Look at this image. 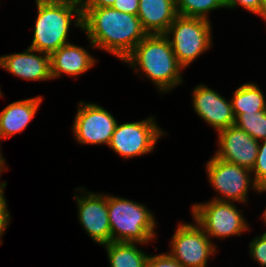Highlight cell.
<instances>
[{"label": "cell", "mask_w": 266, "mask_h": 267, "mask_svg": "<svg viewBox=\"0 0 266 267\" xmlns=\"http://www.w3.org/2000/svg\"><path fill=\"white\" fill-rule=\"evenodd\" d=\"M82 32L90 49L111 53L123 60L148 35L138 16L112 7L82 8Z\"/></svg>", "instance_id": "cell-1"}, {"label": "cell", "mask_w": 266, "mask_h": 267, "mask_svg": "<svg viewBox=\"0 0 266 267\" xmlns=\"http://www.w3.org/2000/svg\"><path fill=\"white\" fill-rule=\"evenodd\" d=\"M123 63L139 77L150 80L161 95L185 82L182 75L185 69L178 63L165 34H148Z\"/></svg>", "instance_id": "cell-2"}, {"label": "cell", "mask_w": 266, "mask_h": 267, "mask_svg": "<svg viewBox=\"0 0 266 267\" xmlns=\"http://www.w3.org/2000/svg\"><path fill=\"white\" fill-rule=\"evenodd\" d=\"M153 213L144 203L108 194L111 242L154 243L158 222Z\"/></svg>", "instance_id": "cell-3"}, {"label": "cell", "mask_w": 266, "mask_h": 267, "mask_svg": "<svg viewBox=\"0 0 266 267\" xmlns=\"http://www.w3.org/2000/svg\"><path fill=\"white\" fill-rule=\"evenodd\" d=\"M35 3L37 16L30 48L51 55L70 42L69 33L72 26L82 31V7Z\"/></svg>", "instance_id": "cell-4"}, {"label": "cell", "mask_w": 266, "mask_h": 267, "mask_svg": "<svg viewBox=\"0 0 266 267\" xmlns=\"http://www.w3.org/2000/svg\"><path fill=\"white\" fill-rule=\"evenodd\" d=\"M235 204L214 199L195 203L191 205V216L211 240L241 236L252 228L243 215L244 210Z\"/></svg>", "instance_id": "cell-5"}, {"label": "cell", "mask_w": 266, "mask_h": 267, "mask_svg": "<svg viewBox=\"0 0 266 267\" xmlns=\"http://www.w3.org/2000/svg\"><path fill=\"white\" fill-rule=\"evenodd\" d=\"M212 23L209 20L178 15L165 33L178 63L188 68L212 48Z\"/></svg>", "instance_id": "cell-6"}, {"label": "cell", "mask_w": 266, "mask_h": 267, "mask_svg": "<svg viewBox=\"0 0 266 267\" xmlns=\"http://www.w3.org/2000/svg\"><path fill=\"white\" fill-rule=\"evenodd\" d=\"M205 163L206 177L217 194L211 199L247 205L250 190L257 193L258 186L250 169L214 155Z\"/></svg>", "instance_id": "cell-7"}, {"label": "cell", "mask_w": 266, "mask_h": 267, "mask_svg": "<svg viewBox=\"0 0 266 267\" xmlns=\"http://www.w3.org/2000/svg\"><path fill=\"white\" fill-rule=\"evenodd\" d=\"M155 120V115L151 114L140 121L118 122L108 148L124 160L153 153L157 142L168 135Z\"/></svg>", "instance_id": "cell-8"}, {"label": "cell", "mask_w": 266, "mask_h": 267, "mask_svg": "<svg viewBox=\"0 0 266 267\" xmlns=\"http://www.w3.org/2000/svg\"><path fill=\"white\" fill-rule=\"evenodd\" d=\"M193 221L177 224L167 253L183 267H207L211 256L218 253V244Z\"/></svg>", "instance_id": "cell-9"}, {"label": "cell", "mask_w": 266, "mask_h": 267, "mask_svg": "<svg viewBox=\"0 0 266 267\" xmlns=\"http://www.w3.org/2000/svg\"><path fill=\"white\" fill-rule=\"evenodd\" d=\"M73 119L72 135L79 145L108 146L118 123L115 116L98 103L80 100Z\"/></svg>", "instance_id": "cell-10"}, {"label": "cell", "mask_w": 266, "mask_h": 267, "mask_svg": "<svg viewBox=\"0 0 266 267\" xmlns=\"http://www.w3.org/2000/svg\"><path fill=\"white\" fill-rule=\"evenodd\" d=\"M77 219L85 233L100 246L111 242L108 217V193H96L82 187L74 189ZM79 193V194H78Z\"/></svg>", "instance_id": "cell-11"}, {"label": "cell", "mask_w": 266, "mask_h": 267, "mask_svg": "<svg viewBox=\"0 0 266 267\" xmlns=\"http://www.w3.org/2000/svg\"><path fill=\"white\" fill-rule=\"evenodd\" d=\"M192 107L195 114L216 133L235 124V115L230 99L215 89L200 83L191 90Z\"/></svg>", "instance_id": "cell-12"}, {"label": "cell", "mask_w": 266, "mask_h": 267, "mask_svg": "<svg viewBox=\"0 0 266 267\" xmlns=\"http://www.w3.org/2000/svg\"><path fill=\"white\" fill-rule=\"evenodd\" d=\"M217 134V158L246 167H254L259 142L235 125L219 131Z\"/></svg>", "instance_id": "cell-13"}, {"label": "cell", "mask_w": 266, "mask_h": 267, "mask_svg": "<svg viewBox=\"0 0 266 267\" xmlns=\"http://www.w3.org/2000/svg\"><path fill=\"white\" fill-rule=\"evenodd\" d=\"M4 71L25 81H50V55L27 47L23 52L0 55Z\"/></svg>", "instance_id": "cell-14"}, {"label": "cell", "mask_w": 266, "mask_h": 267, "mask_svg": "<svg viewBox=\"0 0 266 267\" xmlns=\"http://www.w3.org/2000/svg\"><path fill=\"white\" fill-rule=\"evenodd\" d=\"M84 46L69 42L50 55L52 79L69 76L75 79L92 69L99 60ZM63 75V76H62Z\"/></svg>", "instance_id": "cell-15"}, {"label": "cell", "mask_w": 266, "mask_h": 267, "mask_svg": "<svg viewBox=\"0 0 266 267\" xmlns=\"http://www.w3.org/2000/svg\"><path fill=\"white\" fill-rule=\"evenodd\" d=\"M43 100L38 95L9 103L0 112V141L22 133L35 118Z\"/></svg>", "instance_id": "cell-16"}, {"label": "cell", "mask_w": 266, "mask_h": 267, "mask_svg": "<svg viewBox=\"0 0 266 267\" xmlns=\"http://www.w3.org/2000/svg\"><path fill=\"white\" fill-rule=\"evenodd\" d=\"M137 13L147 34H165L178 16L175 0H139Z\"/></svg>", "instance_id": "cell-17"}, {"label": "cell", "mask_w": 266, "mask_h": 267, "mask_svg": "<svg viewBox=\"0 0 266 267\" xmlns=\"http://www.w3.org/2000/svg\"><path fill=\"white\" fill-rule=\"evenodd\" d=\"M142 245L146 246L142 243L110 242L102 247L106 250L110 267H146L149 254L142 250Z\"/></svg>", "instance_id": "cell-18"}, {"label": "cell", "mask_w": 266, "mask_h": 267, "mask_svg": "<svg viewBox=\"0 0 266 267\" xmlns=\"http://www.w3.org/2000/svg\"><path fill=\"white\" fill-rule=\"evenodd\" d=\"M262 91L254 82L241 84L230 98L234 114L266 110V96Z\"/></svg>", "instance_id": "cell-19"}, {"label": "cell", "mask_w": 266, "mask_h": 267, "mask_svg": "<svg viewBox=\"0 0 266 267\" xmlns=\"http://www.w3.org/2000/svg\"><path fill=\"white\" fill-rule=\"evenodd\" d=\"M178 15L210 20L211 11L225 9L224 0H175Z\"/></svg>", "instance_id": "cell-20"}, {"label": "cell", "mask_w": 266, "mask_h": 267, "mask_svg": "<svg viewBox=\"0 0 266 267\" xmlns=\"http://www.w3.org/2000/svg\"><path fill=\"white\" fill-rule=\"evenodd\" d=\"M235 115V126L244 130L258 142L266 140V110Z\"/></svg>", "instance_id": "cell-21"}, {"label": "cell", "mask_w": 266, "mask_h": 267, "mask_svg": "<svg viewBox=\"0 0 266 267\" xmlns=\"http://www.w3.org/2000/svg\"><path fill=\"white\" fill-rule=\"evenodd\" d=\"M248 249L253 261H256L260 267H266V231L261 235H256L250 241Z\"/></svg>", "instance_id": "cell-22"}, {"label": "cell", "mask_w": 266, "mask_h": 267, "mask_svg": "<svg viewBox=\"0 0 266 267\" xmlns=\"http://www.w3.org/2000/svg\"><path fill=\"white\" fill-rule=\"evenodd\" d=\"M251 171L257 186L266 182V140L259 142L256 161Z\"/></svg>", "instance_id": "cell-23"}, {"label": "cell", "mask_w": 266, "mask_h": 267, "mask_svg": "<svg viewBox=\"0 0 266 267\" xmlns=\"http://www.w3.org/2000/svg\"><path fill=\"white\" fill-rule=\"evenodd\" d=\"M226 9L240 8L245 9L251 14L260 16L263 19V0H224Z\"/></svg>", "instance_id": "cell-24"}, {"label": "cell", "mask_w": 266, "mask_h": 267, "mask_svg": "<svg viewBox=\"0 0 266 267\" xmlns=\"http://www.w3.org/2000/svg\"><path fill=\"white\" fill-rule=\"evenodd\" d=\"M5 187L0 188V246L3 244L2 237L9 227L11 221V213L8 209L7 199L5 196Z\"/></svg>", "instance_id": "cell-25"}, {"label": "cell", "mask_w": 266, "mask_h": 267, "mask_svg": "<svg viewBox=\"0 0 266 267\" xmlns=\"http://www.w3.org/2000/svg\"><path fill=\"white\" fill-rule=\"evenodd\" d=\"M146 267H183L167 252L160 254H149L146 262Z\"/></svg>", "instance_id": "cell-26"}, {"label": "cell", "mask_w": 266, "mask_h": 267, "mask_svg": "<svg viewBox=\"0 0 266 267\" xmlns=\"http://www.w3.org/2000/svg\"><path fill=\"white\" fill-rule=\"evenodd\" d=\"M139 0H116L112 8L137 16L139 10Z\"/></svg>", "instance_id": "cell-27"}, {"label": "cell", "mask_w": 266, "mask_h": 267, "mask_svg": "<svg viewBox=\"0 0 266 267\" xmlns=\"http://www.w3.org/2000/svg\"><path fill=\"white\" fill-rule=\"evenodd\" d=\"M116 0H83L82 8L112 7Z\"/></svg>", "instance_id": "cell-28"}, {"label": "cell", "mask_w": 266, "mask_h": 267, "mask_svg": "<svg viewBox=\"0 0 266 267\" xmlns=\"http://www.w3.org/2000/svg\"><path fill=\"white\" fill-rule=\"evenodd\" d=\"M37 3L62 4L74 7H83V0H34Z\"/></svg>", "instance_id": "cell-29"}, {"label": "cell", "mask_w": 266, "mask_h": 267, "mask_svg": "<svg viewBox=\"0 0 266 267\" xmlns=\"http://www.w3.org/2000/svg\"><path fill=\"white\" fill-rule=\"evenodd\" d=\"M6 161L7 160L4 157H0V179H1V176H2L1 174L4 171L6 172V170H8V168H9L7 163H6ZM4 186H7L6 180H4L3 182L2 181L0 182V188H3Z\"/></svg>", "instance_id": "cell-30"}, {"label": "cell", "mask_w": 266, "mask_h": 267, "mask_svg": "<svg viewBox=\"0 0 266 267\" xmlns=\"http://www.w3.org/2000/svg\"><path fill=\"white\" fill-rule=\"evenodd\" d=\"M265 192H266V182L258 185V189H257V194H261V193H265ZM261 218H262L263 223L266 226V207H265L264 211L261 213Z\"/></svg>", "instance_id": "cell-31"}, {"label": "cell", "mask_w": 266, "mask_h": 267, "mask_svg": "<svg viewBox=\"0 0 266 267\" xmlns=\"http://www.w3.org/2000/svg\"><path fill=\"white\" fill-rule=\"evenodd\" d=\"M263 20L266 22V0H263Z\"/></svg>", "instance_id": "cell-32"}, {"label": "cell", "mask_w": 266, "mask_h": 267, "mask_svg": "<svg viewBox=\"0 0 266 267\" xmlns=\"http://www.w3.org/2000/svg\"><path fill=\"white\" fill-rule=\"evenodd\" d=\"M1 145H2V143H1V141H0V157H4V156H3V153H2V151H1Z\"/></svg>", "instance_id": "cell-33"}]
</instances>
